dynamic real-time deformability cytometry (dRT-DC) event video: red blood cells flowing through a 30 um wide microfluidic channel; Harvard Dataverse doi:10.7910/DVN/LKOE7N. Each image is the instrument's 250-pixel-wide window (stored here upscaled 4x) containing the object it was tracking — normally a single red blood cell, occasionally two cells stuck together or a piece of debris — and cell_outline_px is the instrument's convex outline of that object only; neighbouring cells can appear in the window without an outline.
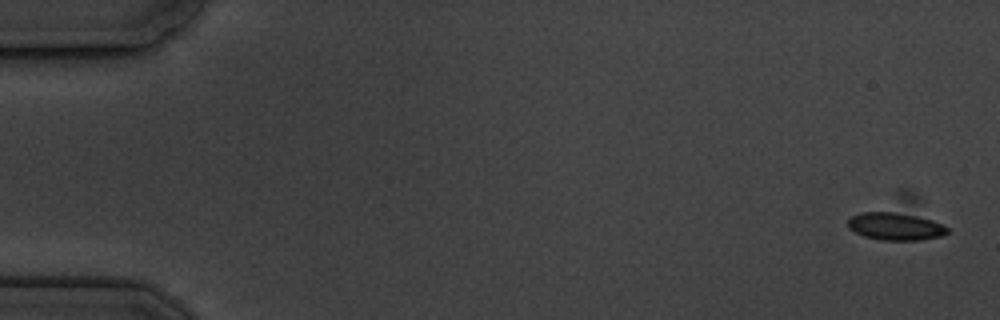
{"species": "common noctule bat (a hibernating species)", "species_latin": "Nyctalus noctula", "temperature_condition": "cold", "stored_images_in_passage": 5, "camera_frame_rate_fps": 3000, "um_per_image_px": 0.085, "animal": {"sex": "male", "body_mass_g": 19.5, "forearm_length_mm": 54.6}, "frame": {"image": 1, "passage_image": 1, "time_ms": 0.0, "image_size_px": [1000, 320], "cell_outline_px": [[948, 232], [940, 236], [920, 240], [880, 240], [864, 236], [848, 228], [848, 220], [852, 216], [896, 188], [908, 188], [916, 192], [948, 228]], "centroid_in_image_um": [76.35, 18.56], "position_along_channel_um": 8.7, "area_um2": 25.26}}
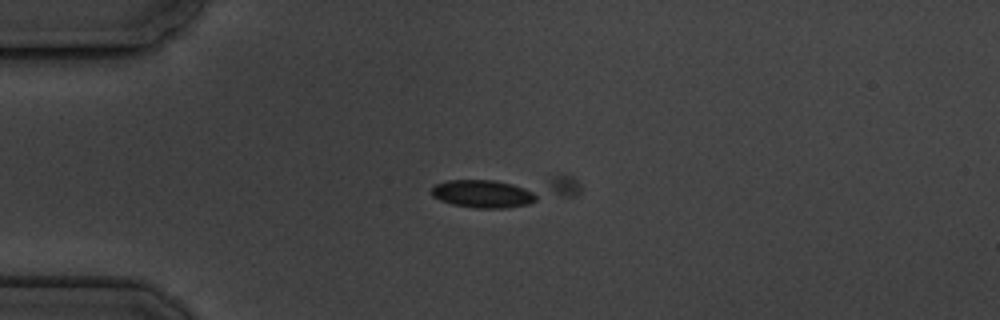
{"frame": {"image": 2, "passage_image": 4, "time_ms": 4.333, "image_size_px": [1000, 320], "cell_outline_px": [[536, 200], [528, 204], [504, 208], [476, 208], [452, 204], [440, 200], [432, 196], [432, 188], [436, 184], [448, 180], [492, 180], [512, 184], [524, 188], [532, 192], [536, 196]], "centroid_in_image_um": [41.0, 16.48], "position_along_channel_um": 44.0, "area_um2": 16.76}}